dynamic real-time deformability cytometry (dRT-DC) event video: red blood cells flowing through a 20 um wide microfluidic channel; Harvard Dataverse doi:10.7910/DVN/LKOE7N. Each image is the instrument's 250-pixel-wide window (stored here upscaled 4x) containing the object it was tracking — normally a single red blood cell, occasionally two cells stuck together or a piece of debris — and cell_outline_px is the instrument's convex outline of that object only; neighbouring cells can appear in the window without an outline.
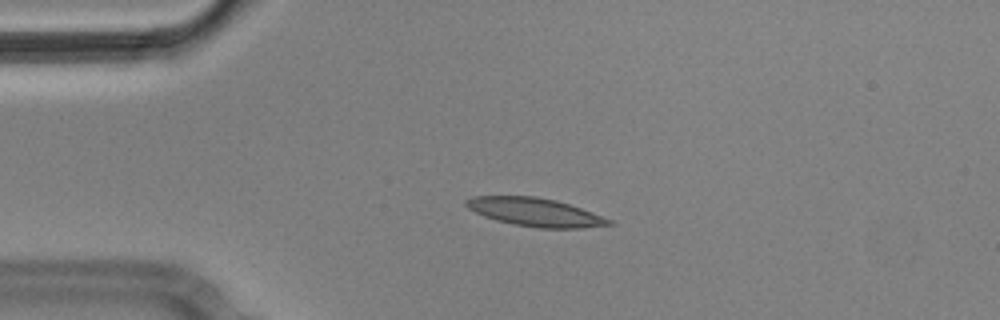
{"species": "Egyptian fruit bat (a non-hibernating species)", "species_latin": "Rousettus aegyptiacus", "temperature_condition": "cold", "stored_images_in_passage": 4, "camera_frame_rate_fps": 3000, "um_per_image_px": 0.085, "animal": {"sex": "male"}, "frame": {"image": 1, "passage_image": 3, "time_ms": 0.667, "image_size_px": [1000, 320], "cell_outline_px": [[616, 224], [584, 228], [536, 228], [512, 224], [496, 220], [484, 216], [468, 208], [464, 204], [464, 200], [472, 196], [536, 196], [556, 200], [580, 208], [612, 220]], "centroid_in_image_um": [45.47, 18.03], "position_along_channel_um": 39.5, "area_um2": 23.58}}